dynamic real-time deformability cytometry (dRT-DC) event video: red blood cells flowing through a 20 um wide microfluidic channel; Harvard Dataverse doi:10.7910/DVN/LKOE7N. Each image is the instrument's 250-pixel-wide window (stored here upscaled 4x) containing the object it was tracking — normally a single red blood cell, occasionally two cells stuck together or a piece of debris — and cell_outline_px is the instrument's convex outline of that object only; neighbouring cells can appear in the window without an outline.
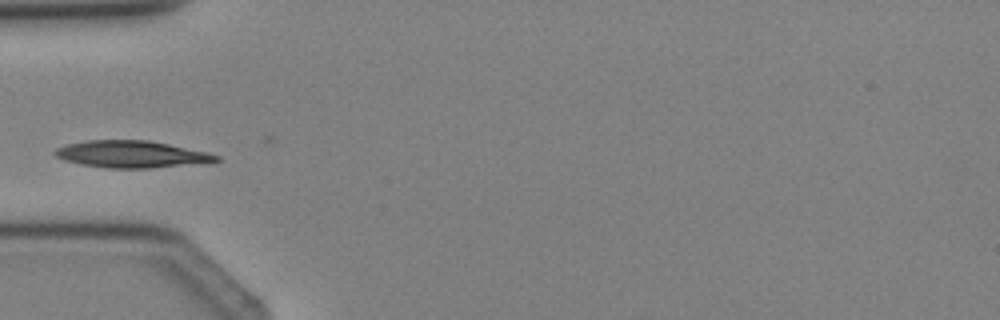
{"species": "Egyptian fruit bat (a non-hibernating species)", "species_latin": "Rousettus aegyptiacus", "temperature_condition": "cold", "stored_images_in_passage": 5, "camera_frame_rate_fps": 3000, "um_per_image_px": 0.085, "animal": {"sex": "female"}, "frame": {"image": 1, "passage_image": 5, "time_ms": 5.0, "image_size_px": [1000, 320], "cell_outline_px": [[220, 160], [212, 164], [152, 168], [108, 168], [80, 164], [64, 160], [56, 156], [52, 152], [56, 148], [68, 144], [88, 140], [148, 140], [168, 144], [204, 152], [220, 156]], "centroid_in_image_um": [11.24, 13.13], "position_along_channel_um": 73.8, "area_um2": 25.61}}